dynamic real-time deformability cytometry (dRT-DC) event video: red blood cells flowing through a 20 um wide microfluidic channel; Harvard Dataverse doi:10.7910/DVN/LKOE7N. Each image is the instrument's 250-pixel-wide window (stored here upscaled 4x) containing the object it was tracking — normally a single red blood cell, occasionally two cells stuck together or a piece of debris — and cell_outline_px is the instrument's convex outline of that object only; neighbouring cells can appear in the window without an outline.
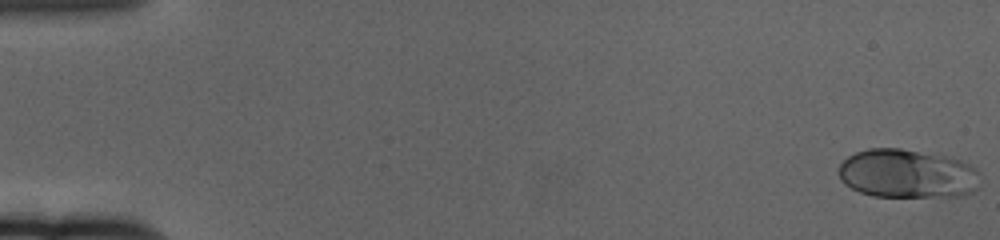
{"species": "human", "species_latin": "Homo sapiens", "temperature_condition": "cold", "stored_images_in_passage": 61, "camera_frame_rate_fps": 3000, "um_per_image_px": 0.085, "donor": {"sex": "female"}, "frame": {"image": 1, "passage_image": 1, "time_ms": 0.0, "image_size_px": [1000, 240], "cell_outline_px": [[980, 188], [972, 192], [960, 196], [872, 196], [860, 192], [844, 184], [840, 180], [836, 172], [840, 164], [848, 156], [856, 152], [868, 148], [900, 148], [948, 156], [960, 160], [976, 168], [980, 172]], "centroid_in_image_um": [77.13, 14.76], "position_along_channel_um": 7.9, "area_um2": 40.81}}
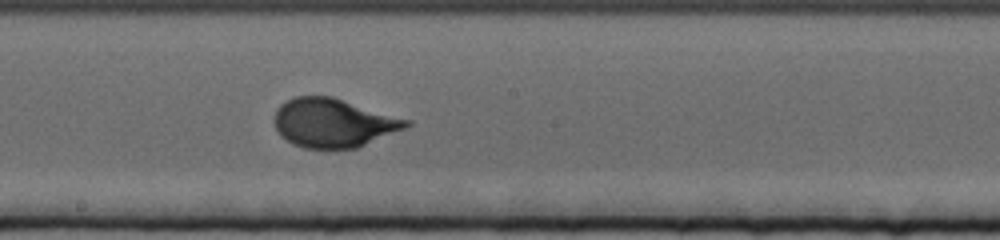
{"frame": {"image": 2, "passage_image": 34, "time_ms": 11.0, "image_size_px": [1000, 240], "cell_outline_px": [[412, 124], [404, 128], [356, 148], [304, 148], [292, 144], [280, 136], [276, 128], [276, 108], [280, 104], [296, 96], [332, 96], [412, 120]], "centroid_in_image_um": [28.34, 10.43], "position_along_channel_um": 219.9, "area_um2": 37.34}}
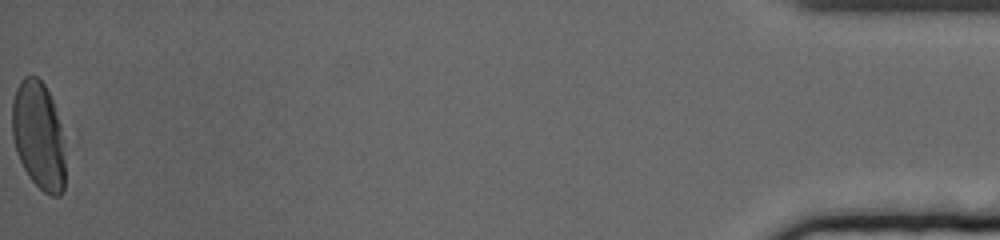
{"frame": {"image": 3, "passage_image": 61, "time_ms": 20.0, "image_size_px": [1000, 240], "cell_outline_px": [[64, 188], [60, 196], [52, 196], [44, 192], [32, 180], [24, 168], [16, 152], [12, 136], [12, 104], [16, 88], [20, 80], [24, 76], [36, 76], [44, 84], [52, 100], [60, 124], [64, 160]], "centroid_in_image_um": [3.25, 11.51], "position_along_channel_um": 431.9, "area_um2": 33.12}, "authors_computed_cell_mechanics": {"area_um2": 37.2232, "velocity_mm_per_s": 3.3576, "shape_relaxation_time_tau1_ms": 4.6494, "shape_relaxation_time_tau2_ms": null, "deformation_change_tau1": 0.1856, "deformation_change_tau2": null}}